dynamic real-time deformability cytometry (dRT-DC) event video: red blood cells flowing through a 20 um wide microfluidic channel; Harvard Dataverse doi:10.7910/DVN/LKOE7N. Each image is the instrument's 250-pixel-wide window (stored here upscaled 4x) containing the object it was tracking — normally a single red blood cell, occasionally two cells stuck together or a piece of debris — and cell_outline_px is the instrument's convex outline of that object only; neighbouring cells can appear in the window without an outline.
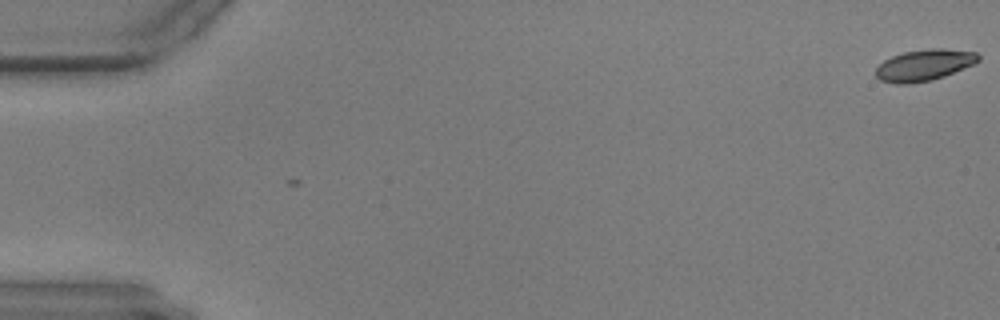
{"species": "common noctule bat (a hibernating species)", "species_latin": "Nyctalus noctula", "temperature_condition": "warm", "stored_images_in_passage": 2, "camera_frame_rate_fps": 3000, "um_per_image_px": 0.085, "animal": {"sex": "male", "body_mass_g": 17.9, "forearm_length_mm": 54.2}, "frame": {"image": 1, "passage_image": 1, "time_ms": 0.0, "image_size_px": [1000, 320], "cell_outline_px": [[980, 60], [972, 64], [944, 76], [932, 80], [908, 84], [896, 84], [880, 80], [876, 76], [876, 68], [884, 60], [892, 56], [904, 52], [932, 48], [944, 48], [976, 52], [980, 56]], "centroid_in_image_um": [78.54, 5.53], "position_along_channel_um": 6.5, "area_um2": 18.61}}